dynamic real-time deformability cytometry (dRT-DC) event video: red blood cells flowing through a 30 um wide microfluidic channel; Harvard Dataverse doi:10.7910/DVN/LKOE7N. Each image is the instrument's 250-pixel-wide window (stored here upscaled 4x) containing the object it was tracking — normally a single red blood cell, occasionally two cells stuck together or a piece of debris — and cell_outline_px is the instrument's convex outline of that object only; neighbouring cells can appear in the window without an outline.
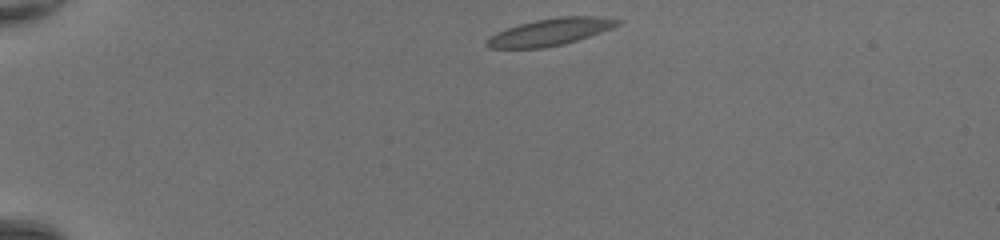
{"species": "common noctule bat (a hibernating species)", "species_latin": "Nyctalus noctula", "temperature_condition": "room temperature", "stored_images_in_passage": 38, "camera_frame_rate_fps": 3000, "um_per_image_px": 0.085, "animal": {"sex": "female", "body_mass_g": 20.0, "forearm_length_mm": 54.0}, "frame": {"image": 1, "passage_image": 1, "time_ms": 0.0, "image_size_px": [1000, 240], "cell_outline_px": [[624, 20], [620, 24], [612, 28], [564, 44], [544, 48], [488, 48], [484, 44], [484, 40], [488, 36], [496, 32], [520, 24], [536, 20], [556, 16], [596, 16]], "centroid_in_image_um": [46.73, 2.71], "position_along_channel_um": 38.3, "area_um2": 20.69}}
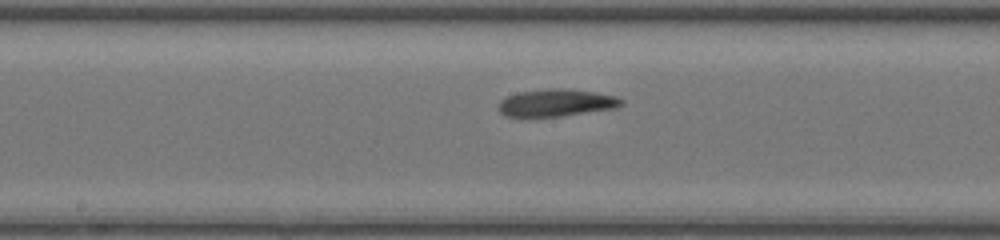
{"frame": {"image": 2, "passage_image": 17, "time_ms": 5.333, "image_size_px": [1000, 240], "cell_outline_px": [[624, 104], [616, 108], [560, 116], [504, 116], [500, 112], [500, 100], [508, 96], [520, 92], [548, 88], [564, 88], [596, 92], [616, 96], [624, 100]], "centroid_in_image_um": [47.34, 8.72], "position_along_channel_um": 200.9, "area_um2": 19.42}}
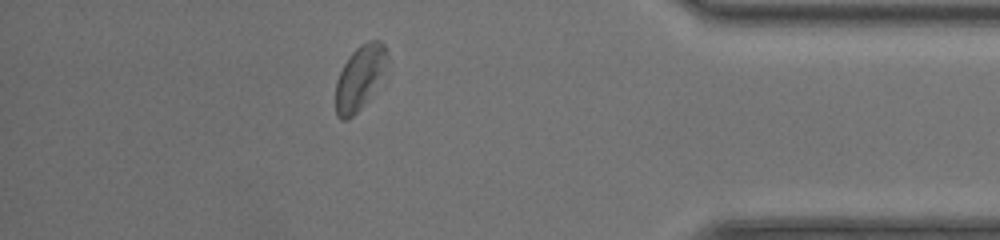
{"frame": {"image": 3, "passage_image": 33, "time_ms": 10.667, "image_size_px": [1000, 240], "cell_outline_px": [[388, 52], [384, 64], [380, 72], [360, 108], [348, 120], [340, 120], [336, 116], [336, 80], [348, 56], [360, 44], [368, 40], [380, 40], [384, 44]], "centroid_in_image_um": [30.49, 6.55], "position_along_channel_um": 404.7, "area_um2": 18.15}, "authors_computed_cell_mechanics": {"area_um2": 19.4786, "velocity_mm_per_s": 4.3385, "shape_relaxation_time_tau1_ms": 9.7068, "shape_relaxation_time_tau2_ms": 4.4726, "deformation_change_tau1": 0.2547, "deformation_change_tau2": 0.1086}}